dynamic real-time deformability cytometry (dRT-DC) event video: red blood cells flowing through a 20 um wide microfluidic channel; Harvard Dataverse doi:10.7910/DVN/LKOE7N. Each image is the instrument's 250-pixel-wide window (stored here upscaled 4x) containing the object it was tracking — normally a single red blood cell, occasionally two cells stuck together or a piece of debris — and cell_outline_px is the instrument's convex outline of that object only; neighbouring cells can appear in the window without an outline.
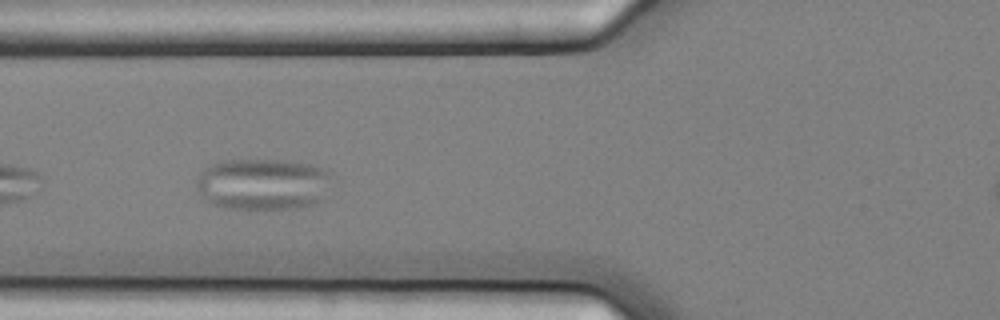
{"species": "common noctule bat (a hibernating species)", "species_latin": "Nyctalus noctula", "temperature_condition": "cold", "stored_images_in_passage": 5, "camera_frame_rate_fps": 3000, "um_per_image_px": 0.085, "animal": {"sex": "female", "body_mass_g": 25.1}, "frame": {"image": 1, "passage_image": 4, "time_ms": 1.0, "image_size_px": [1000, 320], "cell_outline_px": [[332, 172], [324, 200], [312, 204], [296, 208], [228, 208], [204, 200], [196, 188], [196, 180], [200, 172], [204, 168], [212, 164], [224, 160], [288, 160], [312, 164], [328, 168]], "centroid_in_image_um": [22.38, 15.63], "position_along_channel_um": 103.4, "area_um2": 41.04}}